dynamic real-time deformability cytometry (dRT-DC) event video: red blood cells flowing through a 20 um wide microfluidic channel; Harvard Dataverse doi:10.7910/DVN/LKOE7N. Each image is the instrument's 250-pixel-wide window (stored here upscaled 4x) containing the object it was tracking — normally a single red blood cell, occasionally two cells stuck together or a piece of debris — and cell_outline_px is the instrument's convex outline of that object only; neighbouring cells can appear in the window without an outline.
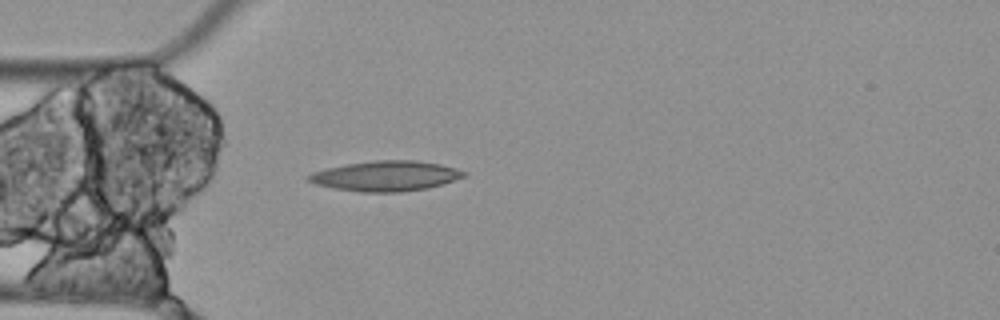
{"species": "Egyptian fruit bat (a non-hibernating species)", "species_latin": "Rousettus aegyptiacus", "temperature_condition": "cold", "stored_images_in_passage": 4, "camera_frame_rate_fps": 3000, "um_per_image_px": 0.085, "animal": {"sex": "female"}, "frame": {"image": 1, "passage_image": 4, "time_ms": 1.0, "image_size_px": [1000, 320], "cell_outline_px": [[468, 176], [428, 188], [400, 192], [360, 192], [332, 188], [316, 184], [308, 180], [304, 176], [312, 172], [344, 164], [372, 160], [416, 160], [440, 164], [456, 168], [468, 172]], "centroid_in_image_um": [32.8, 14.95], "position_along_channel_um": 52.2, "area_um2": 27.57}}